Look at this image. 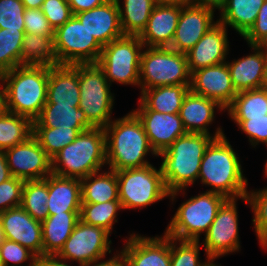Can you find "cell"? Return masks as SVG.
I'll use <instances>...</instances> for the list:
<instances>
[{
    "label": "cell",
    "mask_w": 267,
    "mask_h": 266,
    "mask_svg": "<svg viewBox=\"0 0 267 266\" xmlns=\"http://www.w3.org/2000/svg\"><path fill=\"white\" fill-rule=\"evenodd\" d=\"M224 135L221 127L213 135L186 133L158 154L163 159L160 169L172 202L179 192L183 195L189 185L195 184L207 147Z\"/></svg>",
    "instance_id": "obj_1"
},
{
    "label": "cell",
    "mask_w": 267,
    "mask_h": 266,
    "mask_svg": "<svg viewBox=\"0 0 267 266\" xmlns=\"http://www.w3.org/2000/svg\"><path fill=\"white\" fill-rule=\"evenodd\" d=\"M226 135L215 138L207 147L201 160L198 181L210 187L209 192L223 195L226 199H248V180Z\"/></svg>",
    "instance_id": "obj_2"
},
{
    "label": "cell",
    "mask_w": 267,
    "mask_h": 266,
    "mask_svg": "<svg viewBox=\"0 0 267 266\" xmlns=\"http://www.w3.org/2000/svg\"><path fill=\"white\" fill-rule=\"evenodd\" d=\"M104 130L106 162L109 169L115 172L149 165L150 161L145 157L150 153L158 156L150 145L141 121L132 111L112 120Z\"/></svg>",
    "instance_id": "obj_3"
},
{
    "label": "cell",
    "mask_w": 267,
    "mask_h": 266,
    "mask_svg": "<svg viewBox=\"0 0 267 266\" xmlns=\"http://www.w3.org/2000/svg\"><path fill=\"white\" fill-rule=\"evenodd\" d=\"M49 67L20 65L0 75L7 112L28 117L32 122L47 102Z\"/></svg>",
    "instance_id": "obj_4"
},
{
    "label": "cell",
    "mask_w": 267,
    "mask_h": 266,
    "mask_svg": "<svg viewBox=\"0 0 267 266\" xmlns=\"http://www.w3.org/2000/svg\"><path fill=\"white\" fill-rule=\"evenodd\" d=\"M106 162V134L103 128L81 132L52 158V173L76 179L102 171Z\"/></svg>",
    "instance_id": "obj_5"
},
{
    "label": "cell",
    "mask_w": 267,
    "mask_h": 266,
    "mask_svg": "<svg viewBox=\"0 0 267 266\" xmlns=\"http://www.w3.org/2000/svg\"><path fill=\"white\" fill-rule=\"evenodd\" d=\"M225 200L223 195L209 191L192 196L178 207L164 233L178 240L200 241Z\"/></svg>",
    "instance_id": "obj_6"
},
{
    "label": "cell",
    "mask_w": 267,
    "mask_h": 266,
    "mask_svg": "<svg viewBox=\"0 0 267 266\" xmlns=\"http://www.w3.org/2000/svg\"><path fill=\"white\" fill-rule=\"evenodd\" d=\"M186 53L170 47H145L141 53L140 90L166 85H190Z\"/></svg>",
    "instance_id": "obj_7"
},
{
    "label": "cell",
    "mask_w": 267,
    "mask_h": 266,
    "mask_svg": "<svg viewBox=\"0 0 267 266\" xmlns=\"http://www.w3.org/2000/svg\"><path fill=\"white\" fill-rule=\"evenodd\" d=\"M97 63L79 64V108L94 128H105L112 121L114 93Z\"/></svg>",
    "instance_id": "obj_8"
},
{
    "label": "cell",
    "mask_w": 267,
    "mask_h": 266,
    "mask_svg": "<svg viewBox=\"0 0 267 266\" xmlns=\"http://www.w3.org/2000/svg\"><path fill=\"white\" fill-rule=\"evenodd\" d=\"M122 209L145 208L169 197L161 169L152 164L116 171Z\"/></svg>",
    "instance_id": "obj_9"
},
{
    "label": "cell",
    "mask_w": 267,
    "mask_h": 266,
    "mask_svg": "<svg viewBox=\"0 0 267 266\" xmlns=\"http://www.w3.org/2000/svg\"><path fill=\"white\" fill-rule=\"evenodd\" d=\"M143 48L137 35H123L103 46L97 64L104 70L107 81L139 86Z\"/></svg>",
    "instance_id": "obj_10"
},
{
    "label": "cell",
    "mask_w": 267,
    "mask_h": 266,
    "mask_svg": "<svg viewBox=\"0 0 267 266\" xmlns=\"http://www.w3.org/2000/svg\"><path fill=\"white\" fill-rule=\"evenodd\" d=\"M54 47L61 65L97 63L103 48L74 15L54 30Z\"/></svg>",
    "instance_id": "obj_11"
},
{
    "label": "cell",
    "mask_w": 267,
    "mask_h": 266,
    "mask_svg": "<svg viewBox=\"0 0 267 266\" xmlns=\"http://www.w3.org/2000/svg\"><path fill=\"white\" fill-rule=\"evenodd\" d=\"M109 235L111 234L105 229L84 223L79 219L56 256L67 262L76 261L81 266L103 260L112 250Z\"/></svg>",
    "instance_id": "obj_12"
},
{
    "label": "cell",
    "mask_w": 267,
    "mask_h": 266,
    "mask_svg": "<svg viewBox=\"0 0 267 266\" xmlns=\"http://www.w3.org/2000/svg\"><path fill=\"white\" fill-rule=\"evenodd\" d=\"M237 198L226 199L205 234L203 246L207 259L235 253L240 249Z\"/></svg>",
    "instance_id": "obj_13"
},
{
    "label": "cell",
    "mask_w": 267,
    "mask_h": 266,
    "mask_svg": "<svg viewBox=\"0 0 267 266\" xmlns=\"http://www.w3.org/2000/svg\"><path fill=\"white\" fill-rule=\"evenodd\" d=\"M12 176L27 180L44 179L52 173V159L32 134L24 142L4 150Z\"/></svg>",
    "instance_id": "obj_14"
},
{
    "label": "cell",
    "mask_w": 267,
    "mask_h": 266,
    "mask_svg": "<svg viewBox=\"0 0 267 266\" xmlns=\"http://www.w3.org/2000/svg\"><path fill=\"white\" fill-rule=\"evenodd\" d=\"M215 10L198 4L181 5V13L171 45L173 50L187 53L213 27Z\"/></svg>",
    "instance_id": "obj_15"
},
{
    "label": "cell",
    "mask_w": 267,
    "mask_h": 266,
    "mask_svg": "<svg viewBox=\"0 0 267 266\" xmlns=\"http://www.w3.org/2000/svg\"><path fill=\"white\" fill-rule=\"evenodd\" d=\"M120 251L126 266H171L170 236L146 237L130 233Z\"/></svg>",
    "instance_id": "obj_16"
},
{
    "label": "cell",
    "mask_w": 267,
    "mask_h": 266,
    "mask_svg": "<svg viewBox=\"0 0 267 266\" xmlns=\"http://www.w3.org/2000/svg\"><path fill=\"white\" fill-rule=\"evenodd\" d=\"M190 91L216 101L224 112L237 95L226 62L192 72Z\"/></svg>",
    "instance_id": "obj_17"
},
{
    "label": "cell",
    "mask_w": 267,
    "mask_h": 266,
    "mask_svg": "<svg viewBox=\"0 0 267 266\" xmlns=\"http://www.w3.org/2000/svg\"><path fill=\"white\" fill-rule=\"evenodd\" d=\"M0 223L5 239L21 244L37 257L43 256L41 222L35 220L21 206L0 213Z\"/></svg>",
    "instance_id": "obj_18"
},
{
    "label": "cell",
    "mask_w": 267,
    "mask_h": 266,
    "mask_svg": "<svg viewBox=\"0 0 267 266\" xmlns=\"http://www.w3.org/2000/svg\"><path fill=\"white\" fill-rule=\"evenodd\" d=\"M227 28L217 20V23L186 53L190 73L226 62L229 53Z\"/></svg>",
    "instance_id": "obj_19"
},
{
    "label": "cell",
    "mask_w": 267,
    "mask_h": 266,
    "mask_svg": "<svg viewBox=\"0 0 267 266\" xmlns=\"http://www.w3.org/2000/svg\"><path fill=\"white\" fill-rule=\"evenodd\" d=\"M132 112L141 121L150 145L157 154L187 133L179 113H159L154 110H132Z\"/></svg>",
    "instance_id": "obj_20"
},
{
    "label": "cell",
    "mask_w": 267,
    "mask_h": 266,
    "mask_svg": "<svg viewBox=\"0 0 267 266\" xmlns=\"http://www.w3.org/2000/svg\"><path fill=\"white\" fill-rule=\"evenodd\" d=\"M103 47L124 35L116 0L74 15Z\"/></svg>",
    "instance_id": "obj_21"
},
{
    "label": "cell",
    "mask_w": 267,
    "mask_h": 266,
    "mask_svg": "<svg viewBox=\"0 0 267 266\" xmlns=\"http://www.w3.org/2000/svg\"><path fill=\"white\" fill-rule=\"evenodd\" d=\"M181 13L179 4L157 3L146 28L139 35L144 47H169L173 41Z\"/></svg>",
    "instance_id": "obj_22"
},
{
    "label": "cell",
    "mask_w": 267,
    "mask_h": 266,
    "mask_svg": "<svg viewBox=\"0 0 267 266\" xmlns=\"http://www.w3.org/2000/svg\"><path fill=\"white\" fill-rule=\"evenodd\" d=\"M253 54L226 61L232 84L237 93L263 88L267 68V54L258 45H249Z\"/></svg>",
    "instance_id": "obj_23"
},
{
    "label": "cell",
    "mask_w": 267,
    "mask_h": 266,
    "mask_svg": "<svg viewBox=\"0 0 267 266\" xmlns=\"http://www.w3.org/2000/svg\"><path fill=\"white\" fill-rule=\"evenodd\" d=\"M79 64L49 67L47 102L79 105Z\"/></svg>",
    "instance_id": "obj_24"
},
{
    "label": "cell",
    "mask_w": 267,
    "mask_h": 266,
    "mask_svg": "<svg viewBox=\"0 0 267 266\" xmlns=\"http://www.w3.org/2000/svg\"><path fill=\"white\" fill-rule=\"evenodd\" d=\"M215 108L220 111L224 110L216 101L189 91L179 111L187 133L211 135L207 127L214 121Z\"/></svg>",
    "instance_id": "obj_25"
},
{
    "label": "cell",
    "mask_w": 267,
    "mask_h": 266,
    "mask_svg": "<svg viewBox=\"0 0 267 266\" xmlns=\"http://www.w3.org/2000/svg\"><path fill=\"white\" fill-rule=\"evenodd\" d=\"M48 216L64 212H80L81 180L51 173L48 175Z\"/></svg>",
    "instance_id": "obj_26"
},
{
    "label": "cell",
    "mask_w": 267,
    "mask_h": 266,
    "mask_svg": "<svg viewBox=\"0 0 267 266\" xmlns=\"http://www.w3.org/2000/svg\"><path fill=\"white\" fill-rule=\"evenodd\" d=\"M190 91V85H166L141 90L139 108L159 113H179L183 100Z\"/></svg>",
    "instance_id": "obj_27"
},
{
    "label": "cell",
    "mask_w": 267,
    "mask_h": 266,
    "mask_svg": "<svg viewBox=\"0 0 267 266\" xmlns=\"http://www.w3.org/2000/svg\"><path fill=\"white\" fill-rule=\"evenodd\" d=\"M80 212L49 215L41 222L43 256H56L76 226Z\"/></svg>",
    "instance_id": "obj_28"
},
{
    "label": "cell",
    "mask_w": 267,
    "mask_h": 266,
    "mask_svg": "<svg viewBox=\"0 0 267 266\" xmlns=\"http://www.w3.org/2000/svg\"><path fill=\"white\" fill-rule=\"evenodd\" d=\"M92 129L85 113L79 105H58L46 103L40 115L33 121V127H57Z\"/></svg>",
    "instance_id": "obj_29"
},
{
    "label": "cell",
    "mask_w": 267,
    "mask_h": 266,
    "mask_svg": "<svg viewBox=\"0 0 267 266\" xmlns=\"http://www.w3.org/2000/svg\"><path fill=\"white\" fill-rule=\"evenodd\" d=\"M265 0H227L219 10L220 18L217 19L224 26L236 30L244 36L255 23L259 9Z\"/></svg>",
    "instance_id": "obj_30"
},
{
    "label": "cell",
    "mask_w": 267,
    "mask_h": 266,
    "mask_svg": "<svg viewBox=\"0 0 267 266\" xmlns=\"http://www.w3.org/2000/svg\"><path fill=\"white\" fill-rule=\"evenodd\" d=\"M119 200L118 180L114 170L95 172L81 179V202L103 203Z\"/></svg>",
    "instance_id": "obj_31"
},
{
    "label": "cell",
    "mask_w": 267,
    "mask_h": 266,
    "mask_svg": "<svg viewBox=\"0 0 267 266\" xmlns=\"http://www.w3.org/2000/svg\"><path fill=\"white\" fill-rule=\"evenodd\" d=\"M20 65L47 67L61 65L55 52L54 35L25 33L22 41Z\"/></svg>",
    "instance_id": "obj_32"
},
{
    "label": "cell",
    "mask_w": 267,
    "mask_h": 266,
    "mask_svg": "<svg viewBox=\"0 0 267 266\" xmlns=\"http://www.w3.org/2000/svg\"><path fill=\"white\" fill-rule=\"evenodd\" d=\"M124 35L139 36L146 28L156 0H116ZM123 5V7H122Z\"/></svg>",
    "instance_id": "obj_33"
},
{
    "label": "cell",
    "mask_w": 267,
    "mask_h": 266,
    "mask_svg": "<svg viewBox=\"0 0 267 266\" xmlns=\"http://www.w3.org/2000/svg\"><path fill=\"white\" fill-rule=\"evenodd\" d=\"M226 110L231 120L264 117L267 115V90L259 88L239 92Z\"/></svg>",
    "instance_id": "obj_34"
},
{
    "label": "cell",
    "mask_w": 267,
    "mask_h": 266,
    "mask_svg": "<svg viewBox=\"0 0 267 266\" xmlns=\"http://www.w3.org/2000/svg\"><path fill=\"white\" fill-rule=\"evenodd\" d=\"M48 176L39 180L25 181L21 207L35 220L43 222L48 216Z\"/></svg>",
    "instance_id": "obj_35"
},
{
    "label": "cell",
    "mask_w": 267,
    "mask_h": 266,
    "mask_svg": "<svg viewBox=\"0 0 267 266\" xmlns=\"http://www.w3.org/2000/svg\"><path fill=\"white\" fill-rule=\"evenodd\" d=\"M33 134V122L25 116L6 112L0 117V150L19 145Z\"/></svg>",
    "instance_id": "obj_36"
},
{
    "label": "cell",
    "mask_w": 267,
    "mask_h": 266,
    "mask_svg": "<svg viewBox=\"0 0 267 266\" xmlns=\"http://www.w3.org/2000/svg\"><path fill=\"white\" fill-rule=\"evenodd\" d=\"M118 210H122L120 200L103 203H81L79 217L84 223L101 227L111 234L113 225L117 222Z\"/></svg>",
    "instance_id": "obj_37"
},
{
    "label": "cell",
    "mask_w": 267,
    "mask_h": 266,
    "mask_svg": "<svg viewBox=\"0 0 267 266\" xmlns=\"http://www.w3.org/2000/svg\"><path fill=\"white\" fill-rule=\"evenodd\" d=\"M87 129L33 127V135L42 149L52 159L62 148L72 143L77 136Z\"/></svg>",
    "instance_id": "obj_38"
},
{
    "label": "cell",
    "mask_w": 267,
    "mask_h": 266,
    "mask_svg": "<svg viewBox=\"0 0 267 266\" xmlns=\"http://www.w3.org/2000/svg\"><path fill=\"white\" fill-rule=\"evenodd\" d=\"M25 30L0 29V75L20 66Z\"/></svg>",
    "instance_id": "obj_39"
},
{
    "label": "cell",
    "mask_w": 267,
    "mask_h": 266,
    "mask_svg": "<svg viewBox=\"0 0 267 266\" xmlns=\"http://www.w3.org/2000/svg\"><path fill=\"white\" fill-rule=\"evenodd\" d=\"M245 202L253 212V225L260 246L267 249V187L261 190L247 192Z\"/></svg>",
    "instance_id": "obj_40"
},
{
    "label": "cell",
    "mask_w": 267,
    "mask_h": 266,
    "mask_svg": "<svg viewBox=\"0 0 267 266\" xmlns=\"http://www.w3.org/2000/svg\"><path fill=\"white\" fill-rule=\"evenodd\" d=\"M200 245V241L170 237L171 266H204L209 259L205 262L200 260Z\"/></svg>",
    "instance_id": "obj_41"
},
{
    "label": "cell",
    "mask_w": 267,
    "mask_h": 266,
    "mask_svg": "<svg viewBox=\"0 0 267 266\" xmlns=\"http://www.w3.org/2000/svg\"><path fill=\"white\" fill-rule=\"evenodd\" d=\"M25 10L21 0H0V29L25 30Z\"/></svg>",
    "instance_id": "obj_42"
},
{
    "label": "cell",
    "mask_w": 267,
    "mask_h": 266,
    "mask_svg": "<svg viewBox=\"0 0 267 266\" xmlns=\"http://www.w3.org/2000/svg\"><path fill=\"white\" fill-rule=\"evenodd\" d=\"M0 256L4 266H21L22 263L29 260L31 262L26 266H34L37 261V256L28 248L9 239H5L1 244Z\"/></svg>",
    "instance_id": "obj_43"
},
{
    "label": "cell",
    "mask_w": 267,
    "mask_h": 266,
    "mask_svg": "<svg viewBox=\"0 0 267 266\" xmlns=\"http://www.w3.org/2000/svg\"><path fill=\"white\" fill-rule=\"evenodd\" d=\"M24 184L14 176L0 184V213L21 205Z\"/></svg>",
    "instance_id": "obj_44"
},
{
    "label": "cell",
    "mask_w": 267,
    "mask_h": 266,
    "mask_svg": "<svg viewBox=\"0 0 267 266\" xmlns=\"http://www.w3.org/2000/svg\"><path fill=\"white\" fill-rule=\"evenodd\" d=\"M40 9L53 30L64 25L73 16L67 0H44Z\"/></svg>",
    "instance_id": "obj_45"
},
{
    "label": "cell",
    "mask_w": 267,
    "mask_h": 266,
    "mask_svg": "<svg viewBox=\"0 0 267 266\" xmlns=\"http://www.w3.org/2000/svg\"><path fill=\"white\" fill-rule=\"evenodd\" d=\"M249 137L250 144L255 148L259 143L267 146V115L248 118V120H232Z\"/></svg>",
    "instance_id": "obj_46"
},
{
    "label": "cell",
    "mask_w": 267,
    "mask_h": 266,
    "mask_svg": "<svg viewBox=\"0 0 267 266\" xmlns=\"http://www.w3.org/2000/svg\"><path fill=\"white\" fill-rule=\"evenodd\" d=\"M23 19L25 33L36 35H54V30L49 25V22L41 9H26Z\"/></svg>",
    "instance_id": "obj_47"
},
{
    "label": "cell",
    "mask_w": 267,
    "mask_h": 266,
    "mask_svg": "<svg viewBox=\"0 0 267 266\" xmlns=\"http://www.w3.org/2000/svg\"><path fill=\"white\" fill-rule=\"evenodd\" d=\"M265 36H267V0L264 1L259 9L255 23L243 38L248 45H257Z\"/></svg>",
    "instance_id": "obj_48"
},
{
    "label": "cell",
    "mask_w": 267,
    "mask_h": 266,
    "mask_svg": "<svg viewBox=\"0 0 267 266\" xmlns=\"http://www.w3.org/2000/svg\"><path fill=\"white\" fill-rule=\"evenodd\" d=\"M108 0H67L73 15L103 5Z\"/></svg>",
    "instance_id": "obj_49"
},
{
    "label": "cell",
    "mask_w": 267,
    "mask_h": 266,
    "mask_svg": "<svg viewBox=\"0 0 267 266\" xmlns=\"http://www.w3.org/2000/svg\"><path fill=\"white\" fill-rule=\"evenodd\" d=\"M99 261H101V260L93 261V262L86 264L84 266H126L124 259H123V256H122L120 251H119V253H117V251H116V254H114L112 258H109L106 261H104V260H103V262L102 261L99 262Z\"/></svg>",
    "instance_id": "obj_50"
},
{
    "label": "cell",
    "mask_w": 267,
    "mask_h": 266,
    "mask_svg": "<svg viewBox=\"0 0 267 266\" xmlns=\"http://www.w3.org/2000/svg\"><path fill=\"white\" fill-rule=\"evenodd\" d=\"M37 266H72L68 265L67 261L58 258L57 256H41L37 257ZM81 266V265H79Z\"/></svg>",
    "instance_id": "obj_51"
},
{
    "label": "cell",
    "mask_w": 267,
    "mask_h": 266,
    "mask_svg": "<svg viewBox=\"0 0 267 266\" xmlns=\"http://www.w3.org/2000/svg\"><path fill=\"white\" fill-rule=\"evenodd\" d=\"M11 177L4 150H0V184Z\"/></svg>",
    "instance_id": "obj_52"
},
{
    "label": "cell",
    "mask_w": 267,
    "mask_h": 266,
    "mask_svg": "<svg viewBox=\"0 0 267 266\" xmlns=\"http://www.w3.org/2000/svg\"><path fill=\"white\" fill-rule=\"evenodd\" d=\"M227 0H193L194 4L203 5L205 7H210L218 11L224 6Z\"/></svg>",
    "instance_id": "obj_53"
},
{
    "label": "cell",
    "mask_w": 267,
    "mask_h": 266,
    "mask_svg": "<svg viewBox=\"0 0 267 266\" xmlns=\"http://www.w3.org/2000/svg\"><path fill=\"white\" fill-rule=\"evenodd\" d=\"M7 112L6 97L3 84L0 80V117Z\"/></svg>",
    "instance_id": "obj_54"
},
{
    "label": "cell",
    "mask_w": 267,
    "mask_h": 266,
    "mask_svg": "<svg viewBox=\"0 0 267 266\" xmlns=\"http://www.w3.org/2000/svg\"><path fill=\"white\" fill-rule=\"evenodd\" d=\"M26 9H40L44 0H21Z\"/></svg>",
    "instance_id": "obj_55"
},
{
    "label": "cell",
    "mask_w": 267,
    "mask_h": 266,
    "mask_svg": "<svg viewBox=\"0 0 267 266\" xmlns=\"http://www.w3.org/2000/svg\"><path fill=\"white\" fill-rule=\"evenodd\" d=\"M157 3L161 4H179V5H189L193 3V0H156Z\"/></svg>",
    "instance_id": "obj_56"
},
{
    "label": "cell",
    "mask_w": 267,
    "mask_h": 266,
    "mask_svg": "<svg viewBox=\"0 0 267 266\" xmlns=\"http://www.w3.org/2000/svg\"><path fill=\"white\" fill-rule=\"evenodd\" d=\"M267 54V36L257 44Z\"/></svg>",
    "instance_id": "obj_57"
},
{
    "label": "cell",
    "mask_w": 267,
    "mask_h": 266,
    "mask_svg": "<svg viewBox=\"0 0 267 266\" xmlns=\"http://www.w3.org/2000/svg\"><path fill=\"white\" fill-rule=\"evenodd\" d=\"M4 241H5V234L3 232V229H2V226H1V223H0V246Z\"/></svg>",
    "instance_id": "obj_58"
},
{
    "label": "cell",
    "mask_w": 267,
    "mask_h": 266,
    "mask_svg": "<svg viewBox=\"0 0 267 266\" xmlns=\"http://www.w3.org/2000/svg\"><path fill=\"white\" fill-rule=\"evenodd\" d=\"M215 259H209L204 266H221L219 264L214 263Z\"/></svg>",
    "instance_id": "obj_59"
},
{
    "label": "cell",
    "mask_w": 267,
    "mask_h": 266,
    "mask_svg": "<svg viewBox=\"0 0 267 266\" xmlns=\"http://www.w3.org/2000/svg\"><path fill=\"white\" fill-rule=\"evenodd\" d=\"M263 88L267 90V68H266L265 81H264Z\"/></svg>",
    "instance_id": "obj_60"
},
{
    "label": "cell",
    "mask_w": 267,
    "mask_h": 266,
    "mask_svg": "<svg viewBox=\"0 0 267 266\" xmlns=\"http://www.w3.org/2000/svg\"><path fill=\"white\" fill-rule=\"evenodd\" d=\"M264 171H265L264 172L265 173L264 175H265V177H267V161H266V164H265V167H264Z\"/></svg>",
    "instance_id": "obj_61"
},
{
    "label": "cell",
    "mask_w": 267,
    "mask_h": 266,
    "mask_svg": "<svg viewBox=\"0 0 267 266\" xmlns=\"http://www.w3.org/2000/svg\"><path fill=\"white\" fill-rule=\"evenodd\" d=\"M0 266H4L1 256H0Z\"/></svg>",
    "instance_id": "obj_62"
}]
</instances>
